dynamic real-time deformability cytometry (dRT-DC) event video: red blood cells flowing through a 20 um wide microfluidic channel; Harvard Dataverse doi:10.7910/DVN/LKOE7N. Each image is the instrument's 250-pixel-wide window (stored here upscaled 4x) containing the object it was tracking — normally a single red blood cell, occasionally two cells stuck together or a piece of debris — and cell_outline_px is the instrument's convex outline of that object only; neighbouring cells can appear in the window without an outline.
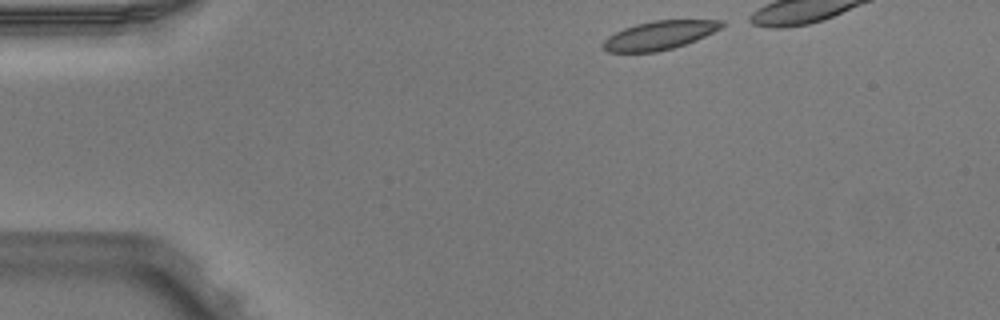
{"species": "Egyptian fruit bat (a non-hibernating species)", "species_latin": "Rousettus aegyptiacus", "temperature_condition": "warm", "stored_images_in_passage": 5, "camera_frame_rate_fps": 3000, "um_per_image_px": 0.085, "animal": {"sex": "male"}, "frame": {"image": 1, "passage_image": 1, "time_ms": 0.0, "image_size_px": [1000, 320], "cell_outline_px": [[724, 24], [720, 28], [696, 40], [672, 48], [656, 52], [608, 52], [604, 48], [604, 40], [608, 36], [624, 28], [636, 24], [652, 20], [724, 20]], "centroid_in_image_um": [56.04, 2.99], "position_along_channel_um": 29.0, "area_um2": 19.54}}
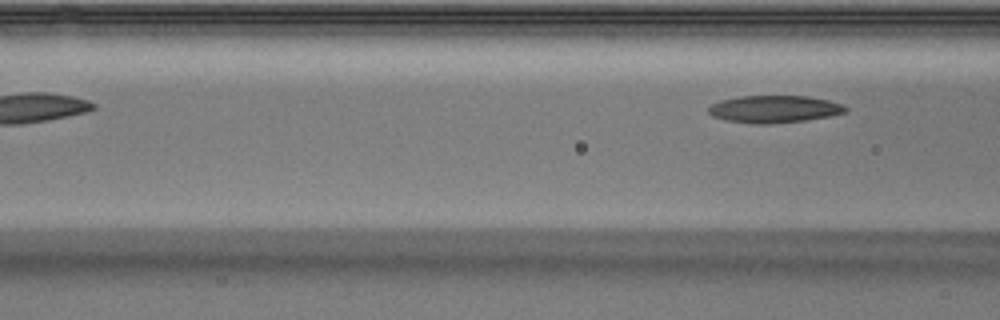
{"frame": {"image": 2, "passage_image": 5, "time_ms": 1.333, "image_size_px": [1000, 320], "cell_outline_px": [[848, 108], [844, 112], [828, 116], [808, 120], [768, 124], [756, 124], [724, 120], [712, 116], [708, 112], [708, 108], [712, 104], [720, 100], [740, 96], [808, 96], [828, 100], [840, 104]], "centroid_in_image_um": [65.76, 9.27], "position_along_channel_um": 100.8, "area_um2": 21.73}}